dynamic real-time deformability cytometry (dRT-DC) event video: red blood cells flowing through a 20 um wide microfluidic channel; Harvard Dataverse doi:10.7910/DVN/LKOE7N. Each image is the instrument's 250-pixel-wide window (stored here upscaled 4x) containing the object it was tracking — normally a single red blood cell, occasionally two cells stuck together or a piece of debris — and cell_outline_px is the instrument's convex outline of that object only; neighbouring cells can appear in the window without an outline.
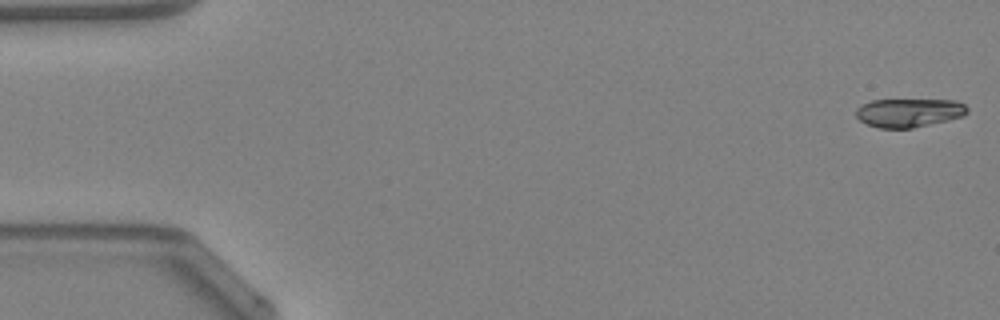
{"species": "Egyptian fruit bat (a non-hibernating species)", "species_latin": "Rousettus aegyptiacus", "temperature_condition": "warm", "stored_images_in_passage": 48, "camera_frame_rate_fps": 3000, "um_per_image_px": 0.085, "animal": {"sex": "female"}, "frame": {"image": 1, "passage_image": 1, "time_ms": 0.0, "image_size_px": [1000, 320], "cell_outline_px": [[968, 112], [964, 116], [948, 120], [912, 128], [880, 128], [868, 124], [860, 120], [856, 116], [856, 108], [872, 100], [956, 100], [964, 104], [968, 108]], "centroid_in_image_um": [77.29, 9.58], "position_along_channel_um": 7.7, "area_um2": 18.5}}
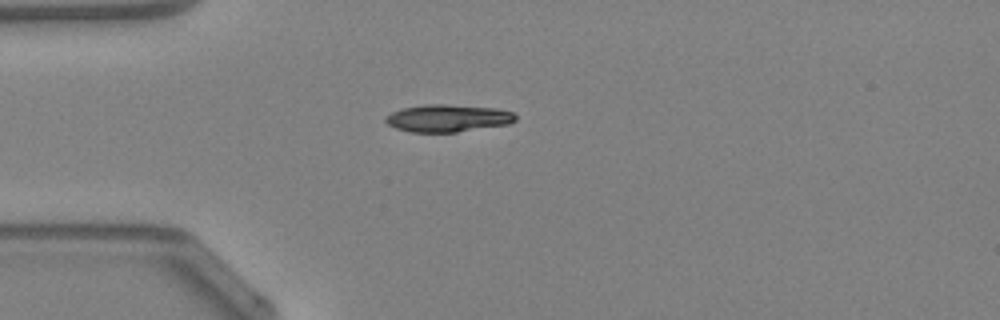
{"frame": {"image": 2, "passage_image": 13, "time_ms": 4.0, "image_size_px": [1000, 320], "cell_outline_px": [[516, 120], [508, 124], [456, 132], [412, 132], [396, 128], [388, 124], [384, 120], [392, 112], [404, 108], [424, 104], [444, 104], [496, 108], [512, 112], [516, 116]], "centroid_in_image_um": [38.07, 10.04], "position_along_channel_um": 46.9, "area_um2": 20.52}}
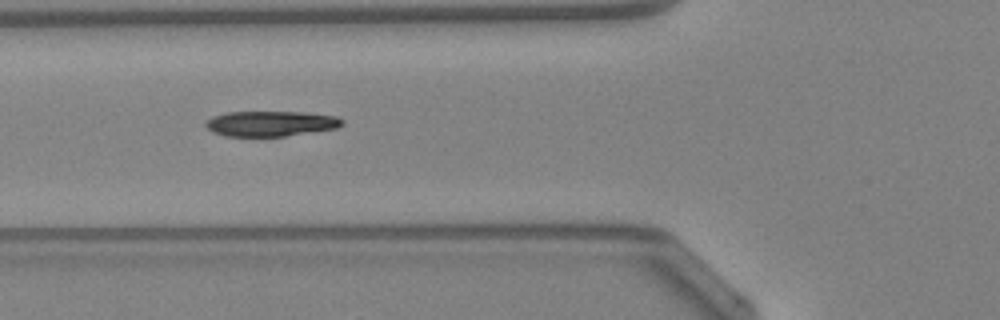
{"frame": {"image": 3, "passage_image": 18, "time_ms": 5.667, "image_size_px": [1000, 320], "cell_outline_px": [[344, 124], [336, 128], [284, 136], [224, 136], [212, 132], [204, 124], [212, 116], [228, 112], [304, 112], [336, 116], [344, 120]], "centroid_in_image_um": [23.0, 10.5], "position_along_channel_um": 102.8, "area_um2": 20.06}, "authors_computed_cell_mechanics": {"area_um2": 20.0566, "velocity_mm_per_s": 4.2838, "shape_relaxation_time_tau1_ms": 3.396, "shape_relaxation_time_tau2_ms": null, "deformation_change_tau1": 0.1157, "deformation_change_tau2": null}}